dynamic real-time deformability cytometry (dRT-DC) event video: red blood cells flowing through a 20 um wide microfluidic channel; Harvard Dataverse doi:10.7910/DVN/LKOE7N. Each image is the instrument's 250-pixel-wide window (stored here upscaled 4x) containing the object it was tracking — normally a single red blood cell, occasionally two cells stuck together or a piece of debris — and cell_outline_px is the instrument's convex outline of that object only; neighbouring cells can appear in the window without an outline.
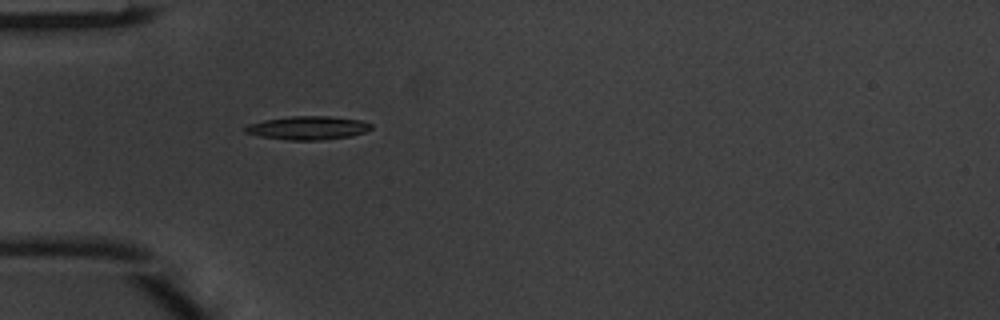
{"species": "common noctule bat (a hibernating species)", "species_latin": "Nyctalus noctula", "temperature_condition": "warm", "stored_images_in_passage": 1, "camera_frame_rate_fps": 3000, "um_per_image_px": 0.085, "animal": {"sex": "male", "body_mass_g": 20.1, "forearm_length_mm": 53.5}, "frame": {"image": 1, "passage_image": 1, "time_ms": 0.0, "image_size_px": [1000, 320], "cell_outline_px": [[372, 128], [364, 132], [352, 136], [320, 140], [284, 140], [260, 136], [244, 132], [244, 128], [248, 124], [264, 120], [292, 116], [328, 116], [360, 120], [372, 124]], "centroid_in_image_um": [26.16, 10.87], "position_along_channel_um": 58.8, "area_um2": 17.22}}